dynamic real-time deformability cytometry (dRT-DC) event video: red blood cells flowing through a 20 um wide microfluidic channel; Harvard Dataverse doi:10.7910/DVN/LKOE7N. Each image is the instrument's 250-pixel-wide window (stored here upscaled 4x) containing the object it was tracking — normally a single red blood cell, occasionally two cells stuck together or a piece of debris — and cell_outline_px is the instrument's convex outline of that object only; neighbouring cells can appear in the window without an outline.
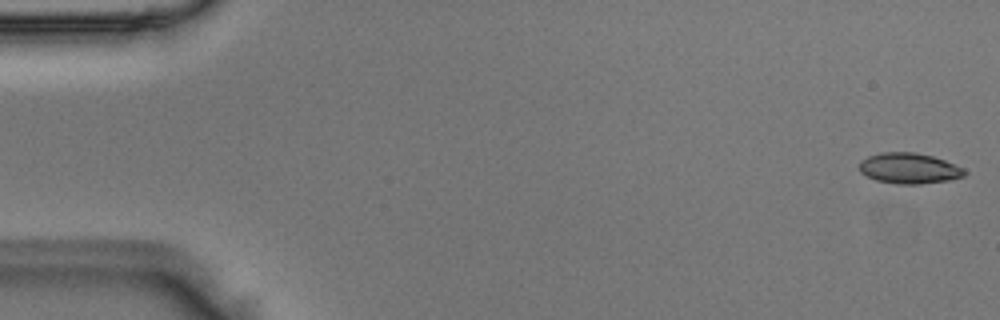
{"species": "Egyptian fruit bat (a non-hibernating species)", "species_latin": "Rousettus aegyptiacus", "temperature_condition": "room temperature", "stored_images_in_passage": 51, "camera_frame_rate_fps": 3000, "um_per_image_px": 0.085, "animal": {"sex": "male"}, "frame": {"image": 1, "passage_image": 1, "time_ms": 0.0, "image_size_px": [1000, 320], "cell_outline_px": [[964, 176], [952, 180], [920, 184], [896, 184], [876, 180], [860, 172], [860, 160], [868, 156], [880, 152], [916, 152], [932, 156], [944, 160], [964, 168]], "centroid_in_image_um": [77.27, 14.31], "position_along_channel_um": 7.7, "area_um2": 18.84}}
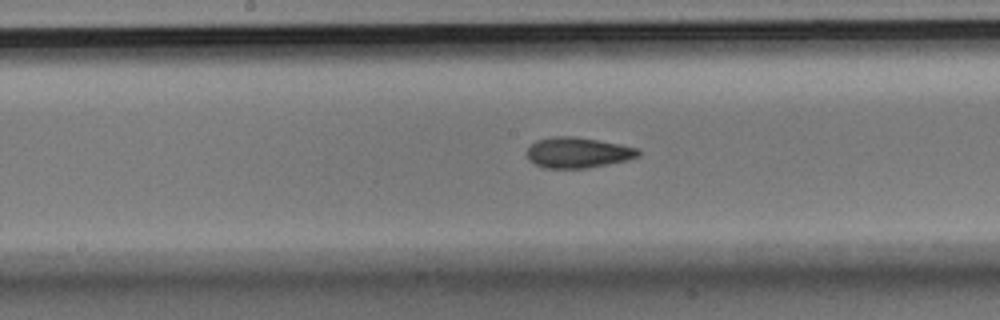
{"frame": {"image": 2, "passage_image": 26, "time_ms": 8.333, "image_size_px": [1000, 320], "cell_outline_px": [[640, 156], [628, 160], [588, 168], [544, 168], [528, 160], [528, 148], [536, 140], [552, 136], [576, 136], [620, 144], [640, 148]], "centroid_in_image_um": [49.15, 12.96], "position_along_channel_um": 199.1, "area_um2": 20.0}}
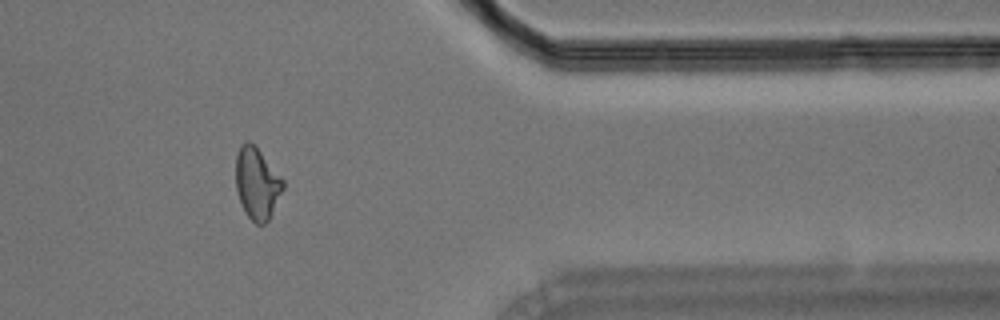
{"frame": {"image": 3, "passage_image": 42, "time_ms": 13.667, "image_size_px": [1000, 320], "cell_outline_px": [[284, 188], [268, 220], [264, 224], [256, 224], [248, 216], [240, 200], [236, 188], [236, 156], [240, 144], [248, 140], [256, 144], [284, 180]], "centroid_in_image_um": [21.85, 15.52], "position_along_channel_um": 389.5, "area_um2": 19.77}}